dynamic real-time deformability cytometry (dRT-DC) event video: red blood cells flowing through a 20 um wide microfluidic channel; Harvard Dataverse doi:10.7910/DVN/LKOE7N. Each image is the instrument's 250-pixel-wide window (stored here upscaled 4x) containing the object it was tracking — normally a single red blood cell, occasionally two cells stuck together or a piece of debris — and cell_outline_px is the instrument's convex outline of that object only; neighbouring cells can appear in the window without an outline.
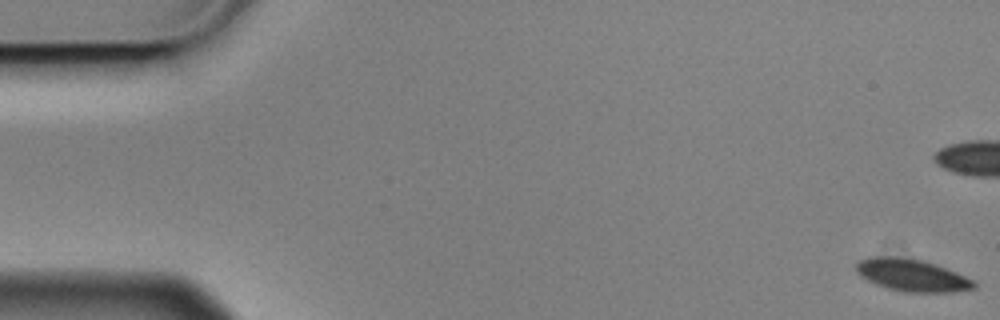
{"species": "Egyptian fruit bat (a non-hibernating species)", "species_latin": "Rousettus aegyptiacus", "temperature_condition": "cold", "stored_images_in_passage": 7, "camera_frame_rate_fps": 3000, "um_per_image_px": 0.085, "animal": {"sex": "male"}, "frame": {"image": 1, "passage_image": 1, "time_ms": 0.0, "image_size_px": [1000, 320], "cell_outline_px": [[976, 288], [952, 292], [904, 292], [888, 288], [876, 284], [860, 276], [856, 272], [856, 264], [860, 260], [868, 256], [896, 256], [920, 260], [956, 272], [972, 280], [976, 284]], "centroid_in_image_um": [77.47, 23.39], "position_along_channel_um": 7.5, "area_um2": 21.91}}